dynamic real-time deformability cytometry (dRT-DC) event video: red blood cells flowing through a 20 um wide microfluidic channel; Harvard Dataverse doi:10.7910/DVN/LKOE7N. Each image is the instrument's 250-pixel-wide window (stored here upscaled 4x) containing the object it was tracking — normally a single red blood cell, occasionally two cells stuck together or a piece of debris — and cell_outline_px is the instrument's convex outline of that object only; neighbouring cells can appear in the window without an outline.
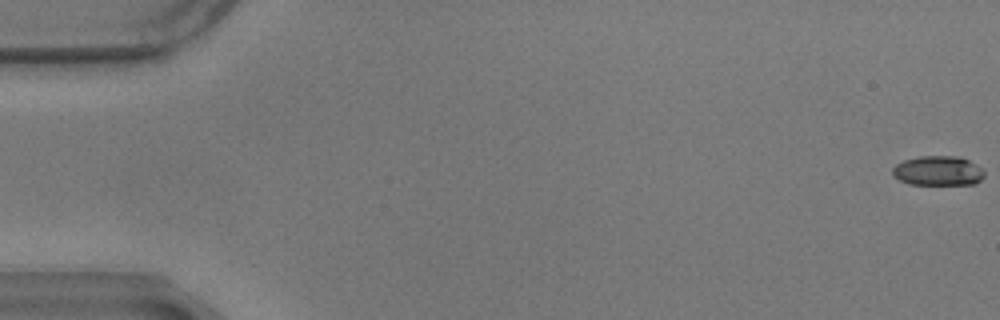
{"species": "common noctule bat (a hibernating species)", "species_latin": "Nyctalus noctula", "temperature_condition": "warm", "stored_images_in_passage": 59, "camera_frame_rate_fps": 3000, "um_per_image_px": 0.085, "animal": {"sex": "male", "body_mass_g": 17.9}, "frame": {"image": 1, "passage_image": 1, "time_ms": 0.0, "image_size_px": [1000, 320], "cell_outline_px": [[984, 176], [976, 184], [908, 184], [892, 176], [892, 168], [896, 164], [904, 160], [920, 156], [960, 156], [976, 164], [984, 172]], "centroid_in_image_um": [79.71, 14.51], "position_along_channel_um": 5.3, "area_um2": 15.9}}
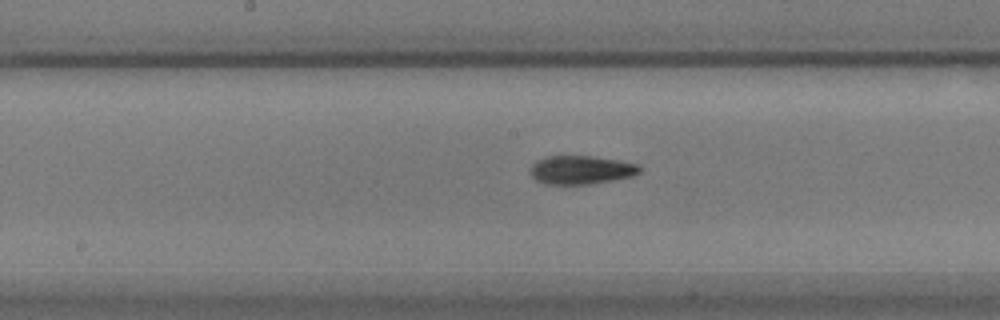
{"frame": {"image": 2, "passage_image": 31, "time_ms": 10.0, "image_size_px": [1000, 320], "cell_outline_px": [[640, 172], [632, 176], [612, 180], [588, 184], [544, 184], [536, 180], [528, 172], [532, 164], [536, 160], [544, 156], [592, 156], [620, 160], [636, 164], [640, 168]], "centroid_in_image_um": [49.33, 14.43], "position_along_channel_um": 198.9, "area_um2": 18.26}}
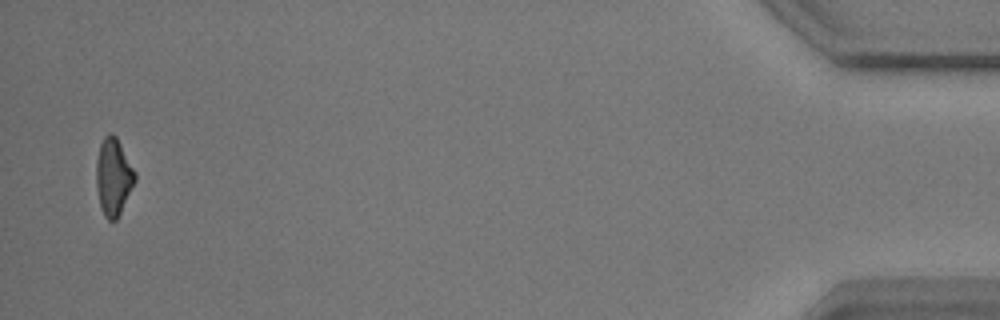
{"frame": {"image": 3, "passage_image": 58, "time_ms": 19.0, "image_size_px": [1000, 320], "cell_outline_px": [[136, 180], [116, 220], [108, 220], [104, 216], [100, 208], [96, 184], [96, 160], [100, 144], [104, 136], [108, 132], [112, 132], [116, 136], [136, 172]], "centroid_in_image_um": [9.63, 15.0], "position_along_channel_um": 425.6, "area_um2": 17.46}, "authors_computed_cell_mechanics": {"area_um2": 17.4556, "velocity_mm_per_s": 3.4719, "shape_relaxation_time_tau1_ms": 7.2939, "shape_relaxation_time_tau2_ms": 4.3502, "deformation_change_tau1": 0.1981, "deformation_change_tau2": 0.1175}}